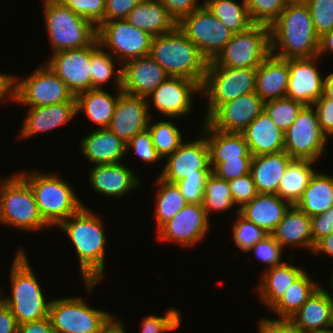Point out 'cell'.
I'll return each instance as SVG.
<instances>
[{
	"label": "cell",
	"mask_w": 333,
	"mask_h": 333,
	"mask_svg": "<svg viewBox=\"0 0 333 333\" xmlns=\"http://www.w3.org/2000/svg\"><path fill=\"white\" fill-rule=\"evenodd\" d=\"M58 228L65 232L78 255L82 279L88 293L104 276L106 235L101 218L87 206L69 216Z\"/></svg>",
	"instance_id": "cell-1"
},
{
	"label": "cell",
	"mask_w": 333,
	"mask_h": 333,
	"mask_svg": "<svg viewBox=\"0 0 333 333\" xmlns=\"http://www.w3.org/2000/svg\"><path fill=\"white\" fill-rule=\"evenodd\" d=\"M269 28L270 50L274 56L292 59L318 55L319 36L305 2L288 3Z\"/></svg>",
	"instance_id": "cell-2"
},
{
	"label": "cell",
	"mask_w": 333,
	"mask_h": 333,
	"mask_svg": "<svg viewBox=\"0 0 333 333\" xmlns=\"http://www.w3.org/2000/svg\"><path fill=\"white\" fill-rule=\"evenodd\" d=\"M149 56L169 76L185 77L202 85L208 61L178 27L172 32L154 36Z\"/></svg>",
	"instance_id": "cell-3"
},
{
	"label": "cell",
	"mask_w": 333,
	"mask_h": 333,
	"mask_svg": "<svg viewBox=\"0 0 333 333\" xmlns=\"http://www.w3.org/2000/svg\"><path fill=\"white\" fill-rule=\"evenodd\" d=\"M22 249L16 252L10 270L11 296L1 297L10 308L18 325L48 317L51 303V300L45 299L34 270Z\"/></svg>",
	"instance_id": "cell-4"
},
{
	"label": "cell",
	"mask_w": 333,
	"mask_h": 333,
	"mask_svg": "<svg viewBox=\"0 0 333 333\" xmlns=\"http://www.w3.org/2000/svg\"><path fill=\"white\" fill-rule=\"evenodd\" d=\"M19 174L32 188L39 212L50 227H58L85 206L70 184L56 173H41L35 170L27 173L22 171Z\"/></svg>",
	"instance_id": "cell-5"
},
{
	"label": "cell",
	"mask_w": 333,
	"mask_h": 333,
	"mask_svg": "<svg viewBox=\"0 0 333 333\" xmlns=\"http://www.w3.org/2000/svg\"><path fill=\"white\" fill-rule=\"evenodd\" d=\"M43 10L51 52L83 48L96 40L97 27L57 0H44Z\"/></svg>",
	"instance_id": "cell-6"
},
{
	"label": "cell",
	"mask_w": 333,
	"mask_h": 333,
	"mask_svg": "<svg viewBox=\"0 0 333 333\" xmlns=\"http://www.w3.org/2000/svg\"><path fill=\"white\" fill-rule=\"evenodd\" d=\"M0 180V225L21 231L50 227L39 212L32 188L19 173Z\"/></svg>",
	"instance_id": "cell-7"
},
{
	"label": "cell",
	"mask_w": 333,
	"mask_h": 333,
	"mask_svg": "<svg viewBox=\"0 0 333 333\" xmlns=\"http://www.w3.org/2000/svg\"><path fill=\"white\" fill-rule=\"evenodd\" d=\"M256 71L257 67H219L213 61L208 62L200 95H204L208 100L205 120L221 104L227 103L240 95L254 92Z\"/></svg>",
	"instance_id": "cell-8"
},
{
	"label": "cell",
	"mask_w": 333,
	"mask_h": 333,
	"mask_svg": "<svg viewBox=\"0 0 333 333\" xmlns=\"http://www.w3.org/2000/svg\"><path fill=\"white\" fill-rule=\"evenodd\" d=\"M49 317L55 333H102L116 315L74 296L51 300Z\"/></svg>",
	"instance_id": "cell-9"
},
{
	"label": "cell",
	"mask_w": 333,
	"mask_h": 333,
	"mask_svg": "<svg viewBox=\"0 0 333 333\" xmlns=\"http://www.w3.org/2000/svg\"><path fill=\"white\" fill-rule=\"evenodd\" d=\"M13 101L27 107H43L76 101L66 83L44 63L29 76H14Z\"/></svg>",
	"instance_id": "cell-10"
},
{
	"label": "cell",
	"mask_w": 333,
	"mask_h": 333,
	"mask_svg": "<svg viewBox=\"0 0 333 333\" xmlns=\"http://www.w3.org/2000/svg\"><path fill=\"white\" fill-rule=\"evenodd\" d=\"M270 53L269 26L253 24L243 32L234 33L213 62L219 67H258Z\"/></svg>",
	"instance_id": "cell-11"
},
{
	"label": "cell",
	"mask_w": 333,
	"mask_h": 333,
	"mask_svg": "<svg viewBox=\"0 0 333 333\" xmlns=\"http://www.w3.org/2000/svg\"><path fill=\"white\" fill-rule=\"evenodd\" d=\"M177 27L196 45L208 62L215 59L234 34L204 5L184 16Z\"/></svg>",
	"instance_id": "cell-12"
},
{
	"label": "cell",
	"mask_w": 333,
	"mask_h": 333,
	"mask_svg": "<svg viewBox=\"0 0 333 333\" xmlns=\"http://www.w3.org/2000/svg\"><path fill=\"white\" fill-rule=\"evenodd\" d=\"M96 39L103 49L109 50L120 64H124L149 55L153 36L134 27L126 19H120L99 24Z\"/></svg>",
	"instance_id": "cell-13"
},
{
	"label": "cell",
	"mask_w": 333,
	"mask_h": 333,
	"mask_svg": "<svg viewBox=\"0 0 333 333\" xmlns=\"http://www.w3.org/2000/svg\"><path fill=\"white\" fill-rule=\"evenodd\" d=\"M328 139L320 127L313 105H305L285 132L284 151L292 159L316 162L325 153Z\"/></svg>",
	"instance_id": "cell-14"
},
{
	"label": "cell",
	"mask_w": 333,
	"mask_h": 333,
	"mask_svg": "<svg viewBox=\"0 0 333 333\" xmlns=\"http://www.w3.org/2000/svg\"><path fill=\"white\" fill-rule=\"evenodd\" d=\"M200 138L183 142L179 148L165 160L160 177L168 182L176 183L187 176H209L210 151L206 137L200 133Z\"/></svg>",
	"instance_id": "cell-15"
},
{
	"label": "cell",
	"mask_w": 333,
	"mask_h": 333,
	"mask_svg": "<svg viewBox=\"0 0 333 333\" xmlns=\"http://www.w3.org/2000/svg\"><path fill=\"white\" fill-rule=\"evenodd\" d=\"M209 221L202 204L188 203L157 230V238L162 242L192 247L206 237L211 226Z\"/></svg>",
	"instance_id": "cell-16"
},
{
	"label": "cell",
	"mask_w": 333,
	"mask_h": 333,
	"mask_svg": "<svg viewBox=\"0 0 333 333\" xmlns=\"http://www.w3.org/2000/svg\"><path fill=\"white\" fill-rule=\"evenodd\" d=\"M200 93L201 86L196 81L185 77L169 76L146 97L149 113L153 105L161 115L171 120L186 116L193 108V95H200Z\"/></svg>",
	"instance_id": "cell-17"
},
{
	"label": "cell",
	"mask_w": 333,
	"mask_h": 333,
	"mask_svg": "<svg viewBox=\"0 0 333 333\" xmlns=\"http://www.w3.org/2000/svg\"><path fill=\"white\" fill-rule=\"evenodd\" d=\"M46 64L75 97L92 89L90 45L52 53Z\"/></svg>",
	"instance_id": "cell-18"
},
{
	"label": "cell",
	"mask_w": 333,
	"mask_h": 333,
	"mask_svg": "<svg viewBox=\"0 0 333 333\" xmlns=\"http://www.w3.org/2000/svg\"><path fill=\"white\" fill-rule=\"evenodd\" d=\"M265 102L254 91L221 104L205 121L223 132L242 133L264 111Z\"/></svg>",
	"instance_id": "cell-19"
},
{
	"label": "cell",
	"mask_w": 333,
	"mask_h": 333,
	"mask_svg": "<svg viewBox=\"0 0 333 333\" xmlns=\"http://www.w3.org/2000/svg\"><path fill=\"white\" fill-rule=\"evenodd\" d=\"M319 56L289 59L286 97L304 105H313L322 95L324 76L317 67Z\"/></svg>",
	"instance_id": "cell-20"
},
{
	"label": "cell",
	"mask_w": 333,
	"mask_h": 333,
	"mask_svg": "<svg viewBox=\"0 0 333 333\" xmlns=\"http://www.w3.org/2000/svg\"><path fill=\"white\" fill-rule=\"evenodd\" d=\"M151 119L145 97L122 92L118 96L108 129L127 144L132 137L148 128Z\"/></svg>",
	"instance_id": "cell-21"
},
{
	"label": "cell",
	"mask_w": 333,
	"mask_h": 333,
	"mask_svg": "<svg viewBox=\"0 0 333 333\" xmlns=\"http://www.w3.org/2000/svg\"><path fill=\"white\" fill-rule=\"evenodd\" d=\"M122 67V92L139 97H147L169 75L149 55L129 60Z\"/></svg>",
	"instance_id": "cell-22"
},
{
	"label": "cell",
	"mask_w": 333,
	"mask_h": 333,
	"mask_svg": "<svg viewBox=\"0 0 333 333\" xmlns=\"http://www.w3.org/2000/svg\"><path fill=\"white\" fill-rule=\"evenodd\" d=\"M95 166V167H94ZM90 170V187L103 196L123 198L140 186V178L125 164H97Z\"/></svg>",
	"instance_id": "cell-23"
},
{
	"label": "cell",
	"mask_w": 333,
	"mask_h": 333,
	"mask_svg": "<svg viewBox=\"0 0 333 333\" xmlns=\"http://www.w3.org/2000/svg\"><path fill=\"white\" fill-rule=\"evenodd\" d=\"M333 300L320 286L288 320L299 333H329Z\"/></svg>",
	"instance_id": "cell-24"
},
{
	"label": "cell",
	"mask_w": 333,
	"mask_h": 333,
	"mask_svg": "<svg viewBox=\"0 0 333 333\" xmlns=\"http://www.w3.org/2000/svg\"><path fill=\"white\" fill-rule=\"evenodd\" d=\"M18 139H27L67 124L77 114L76 101L43 107H28Z\"/></svg>",
	"instance_id": "cell-25"
},
{
	"label": "cell",
	"mask_w": 333,
	"mask_h": 333,
	"mask_svg": "<svg viewBox=\"0 0 333 333\" xmlns=\"http://www.w3.org/2000/svg\"><path fill=\"white\" fill-rule=\"evenodd\" d=\"M79 144L82 154L92 165L121 163L127 154V144L108 128H97Z\"/></svg>",
	"instance_id": "cell-26"
},
{
	"label": "cell",
	"mask_w": 333,
	"mask_h": 333,
	"mask_svg": "<svg viewBox=\"0 0 333 333\" xmlns=\"http://www.w3.org/2000/svg\"><path fill=\"white\" fill-rule=\"evenodd\" d=\"M203 122L201 133L209 146L211 170L227 159H253L242 133L223 132Z\"/></svg>",
	"instance_id": "cell-27"
},
{
	"label": "cell",
	"mask_w": 333,
	"mask_h": 333,
	"mask_svg": "<svg viewBox=\"0 0 333 333\" xmlns=\"http://www.w3.org/2000/svg\"><path fill=\"white\" fill-rule=\"evenodd\" d=\"M290 206L277 194L258 193L239 209V214L271 235Z\"/></svg>",
	"instance_id": "cell-28"
},
{
	"label": "cell",
	"mask_w": 333,
	"mask_h": 333,
	"mask_svg": "<svg viewBox=\"0 0 333 333\" xmlns=\"http://www.w3.org/2000/svg\"><path fill=\"white\" fill-rule=\"evenodd\" d=\"M289 59L270 55L257 67L255 92L264 101L286 97Z\"/></svg>",
	"instance_id": "cell-29"
},
{
	"label": "cell",
	"mask_w": 333,
	"mask_h": 333,
	"mask_svg": "<svg viewBox=\"0 0 333 333\" xmlns=\"http://www.w3.org/2000/svg\"><path fill=\"white\" fill-rule=\"evenodd\" d=\"M253 156L284 151L285 132L263 111L242 132Z\"/></svg>",
	"instance_id": "cell-30"
},
{
	"label": "cell",
	"mask_w": 333,
	"mask_h": 333,
	"mask_svg": "<svg viewBox=\"0 0 333 333\" xmlns=\"http://www.w3.org/2000/svg\"><path fill=\"white\" fill-rule=\"evenodd\" d=\"M292 158L285 152L253 156L250 174L258 193L277 194Z\"/></svg>",
	"instance_id": "cell-31"
},
{
	"label": "cell",
	"mask_w": 333,
	"mask_h": 333,
	"mask_svg": "<svg viewBox=\"0 0 333 333\" xmlns=\"http://www.w3.org/2000/svg\"><path fill=\"white\" fill-rule=\"evenodd\" d=\"M271 235L283 248L290 245L313 252L311 218L295 205L289 207Z\"/></svg>",
	"instance_id": "cell-32"
},
{
	"label": "cell",
	"mask_w": 333,
	"mask_h": 333,
	"mask_svg": "<svg viewBox=\"0 0 333 333\" xmlns=\"http://www.w3.org/2000/svg\"><path fill=\"white\" fill-rule=\"evenodd\" d=\"M126 20L153 37L172 32L177 27V21L160 0H142Z\"/></svg>",
	"instance_id": "cell-33"
},
{
	"label": "cell",
	"mask_w": 333,
	"mask_h": 333,
	"mask_svg": "<svg viewBox=\"0 0 333 333\" xmlns=\"http://www.w3.org/2000/svg\"><path fill=\"white\" fill-rule=\"evenodd\" d=\"M304 271L291 261L265 270L256 287L261 302L271 308Z\"/></svg>",
	"instance_id": "cell-34"
},
{
	"label": "cell",
	"mask_w": 333,
	"mask_h": 333,
	"mask_svg": "<svg viewBox=\"0 0 333 333\" xmlns=\"http://www.w3.org/2000/svg\"><path fill=\"white\" fill-rule=\"evenodd\" d=\"M122 93L118 89L116 95L104 91L103 88H92L76 96L77 114L85 112L88 119L98 125V129L108 128L114 114L118 96ZM83 110V111H82Z\"/></svg>",
	"instance_id": "cell-35"
},
{
	"label": "cell",
	"mask_w": 333,
	"mask_h": 333,
	"mask_svg": "<svg viewBox=\"0 0 333 333\" xmlns=\"http://www.w3.org/2000/svg\"><path fill=\"white\" fill-rule=\"evenodd\" d=\"M333 205V176L316 171L295 206L309 217L322 214Z\"/></svg>",
	"instance_id": "cell-36"
},
{
	"label": "cell",
	"mask_w": 333,
	"mask_h": 333,
	"mask_svg": "<svg viewBox=\"0 0 333 333\" xmlns=\"http://www.w3.org/2000/svg\"><path fill=\"white\" fill-rule=\"evenodd\" d=\"M314 163L306 159H292L281 179L277 195L295 205L316 172V168L312 167Z\"/></svg>",
	"instance_id": "cell-37"
},
{
	"label": "cell",
	"mask_w": 333,
	"mask_h": 333,
	"mask_svg": "<svg viewBox=\"0 0 333 333\" xmlns=\"http://www.w3.org/2000/svg\"><path fill=\"white\" fill-rule=\"evenodd\" d=\"M319 287V283L304 271L270 308L279 315V319L275 320L288 321Z\"/></svg>",
	"instance_id": "cell-38"
},
{
	"label": "cell",
	"mask_w": 333,
	"mask_h": 333,
	"mask_svg": "<svg viewBox=\"0 0 333 333\" xmlns=\"http://www.w3.org/2000/svg\"><path fill=\"white\" fill-rule=\"evenodd\" d=\"M155 184L157 185V192L154 219L157 224V231L164 223L171 220L184 208L188 202L181 194L176 183L168 182L158 176Z\"/></svg>",
	"instance_id": "cell-39"
},
{
	"label": "cell",
	"mask_w": 333,
	"mask_h": 333,
	"mask_svg": "<svg viewBox=\"0 0 333 333\" xmlns=\"http://www.w3.org/2000/svg\"><path fill=\"white\" fill-rule=\"evenodd\" d=\"M115 61L119 63L111 53L99 45L97 39L90 45L92 88L102 89L103 84L114 78L117 90L121 89L122 67L115 70Z\"/></svg>",
	"instance_id": "cell-40"
},
{
	"label": "cell",
	"mask_w": 333,
	"mask_h": 333,
	"mask_svg": "<svg viewBox=\"0 0 333 333\" xmlns=\"http://www.w3.org/2000/svg\"><path fill=\"white\" fill-rule=\"evenodd\" d=\"M203 5L233 33L247 30L251 22L246 0L241 3L234 0H204Z\"/></svg>",
	"instance_id": "cell-41"
},
{
	"label": "cell",
	"mask_w": 333,
	"mask_h": 333,
	"mask_svg": "<svg viewBox=\"0 0 333 333\" xmlns=\"http://www.w3.org/2000/svg\"><path fill=\"white\" fill-rule=\"evenodd\" d=\"M202 205L209 219L212 212H225L231 209L235 203L232 200L228 181L218 178L211 172L205 183Z\"/></svg>",
	"instance_id": "cell-42"
},
{
	"label": "cell",
	"mask_w": 333,
	"mask_h": 333,
	"mask_svg": "<svg viewBox=\"0 0 333 333\" xmlns=\"http://www.w3.org/2000/svg\"><path fill=\"white\" fill-rule=\"evenodd\" d=\"M153 145L158 155L163 159L174 153L184 142L179 127L173 121H162L152 124L149 120Z\"/></svg>",
	"instance_id": "cell-43"
},
{
	"label": "cell",
	"mask_w": 333,
	"mask_h": 333,
	"mask_svg": "<svg viewBox=\"0 0 333 333\" xmlns=\"http://www.w3.org/2000/svg\"><path fill=\"white\" fill-rule=\"evenodd\" d=\"M304 106L300 102L284 97L266 101L264 111L277 127L286 132Z\"/></svg>",
	"instance_id": "cell-44"
},
{
	"label": "cell",
	"mask_w": 333,
	"mask_h": 333,
	"mask_svg": "<svg viewBox=\"0 0 333 333\" xmlns=\"http://www.w3.org/2000/svg\"><path fill=\"white\" fill-rule=\"evenodd\" d=\"M288 3L287 0H246L251 22L269 27L280 16Z\"/></svg>",
	"instance_id": "cell-45"
},
{
	"label": "cell",
	"mask_w": 333,
	"mask_h": 333,
	"mask_svg": "<svg viewBox=\"0 0 333 333\" xmlns=\"http://www.w3.org/2000/svg\"><path fill=\"white\" fill-rule=\"evenodd\" d=\"M236 219L232 225L233 239L235 246L247 252L256 242L262 240L268 234L259 226L251 221H248L239 214V209H236Z\"/></svg>",
	"instance_id": "cell-46"
},
{
	"label": "cell",
	"mask_w": 333,
	"mask_h": 333,
	"mask_svg": "<svg viewBox=\"0 0 333 333\" xmlns=\"http://www.w3.org/2000/svg\"><path fill=\"white\" fill-rule=\"evenodd\" d=\"M284 249L272 235H267L262 240L256 242L247 252L252 251L253 255L262 264L266 265L265 270H267L285 262L281 259Z\"/></svg>",
	"instance_id": "cell-47"
},
{
	"label": "cell",
	"mask_w": 333,
	"mask_h": 333,
	"mask_svg": "<svg viewBox=\"0 0 333 333\" xmlns=\"http://www.w3.org/2000/svg\"><path fill=\"white\" fill-rule=\"evenodd\" d=\"M316 34L321 37L333 29V0H306Z\"/></svg>",
	"instance_id": "cell-48"
},
{
	"label": "cell",
	"mask_w": 333,
	"mask_h": 333,
	"mask_svg": "<svg viewBox=\"0 0 333 333\" xmlns=\"http://www.w3.org/2000/svg\"><path fill=\"white\" fill-rule=\"evenodd\" d=\"M181 312L176 308L168 309L164 317L148 315L142 319L141 333H166L176 330L181 325Z\"/></svg>",
	"instance_id": "cell-49"
},
{
	"label": "cell",
	"mask_w": 333,
	"mask_h": 333,
	"mask_svg": "<svg viewBox=\"0 0 333 333\" xmlns=\"http://www.w3.org/2000/svg\"><path fill=\"white\" fill-rule=\"evenodd\" d=\"M75 14L90 20L96 27L104 22L105 0H57Z\"/></svg>",
	"instance_id": "cell-50"
},
{
	"label": "cell",
	"mask_w": 333,
	"mask_h": 333,
	"mask_svg": "<svg viewBox=\"0 0 333 333\" xmlns=\"http://www.w3.org/2000/svg\"><path fill=\"white\" fill-rule=\"evenodd\" d=\"M127 154L134 151L138 158L147 164H156L162 158L158 155L150 134L149 129L139 132L136 136L132 137L127 143Z\"/></svg>",
	"instance_id": "cell-51"
},
{
	"label": "cell",
	"mask_w": 333,
	"mask_h": 333,
	"mask_svg": "<svg viewBox=\"0 0 333 333\" xmlns=\"http://www.w3.org/2000/svg\"><path fill=\"white\" fill-rule=\"evenodd\" d=\"M228 183L232 193V200L235 206H239L237 209L250 202L258 194L250 173L230 180Z\"/></svg>",
	"instance_id": "cell-52"
},
{
	"label": "cell",
	"mask_w": 333,
	"mask_h": 333,
	"mask_svg": "<svg viewBox=\"0 0 333 333\" xmlns=\"http://www.w3.org/2000/svg\"><path fill=\"white\" fill-rule=\"evenodd\" d=\"M252 159H227L213 170L218 178L230 181L250 173Z\"/></svg>",
	"instance_id": "cell-53"
},
{
	"label": "cell",
	"mask_w": 333,
	"mask_h": 333,
	"mask_svg": "<svg viewBox=\"0 0 333 333\" xmlns=\"http://www.w3.org/2000/svg\"><path fill=\"white\" fill-rule=\"evenodd\" d=\"M208 176H187L176 182L181 194L188 203L202 204L205 183Z\"/></svg>",
	"instance_id": "cell-54"
},
{
	"label": "cell",
	"mask_w": 333,
	"mask_h": 333,
	"mask_svg": "<svg viewBox=\"0 0 333 333\" xmlns=\"http://www.w3.org/2000/svg\"><path fill=\"white\" fill-rule=\"evenodd\" d=\"M310 218L314 249L320 239L333 233V205L322 214Z\"/></svg>",
	"instance_id": "cell-55"
},
{
	"label": "cell",
	"mask_w": 333,
	"mask_h": 333,
	"mask_svg": "<svg viewBox=\"0 0 333 333\" xmlns=\"http://www.w3.org/2000/svg\"><path fill=\"white\" fill-rule=\"evenodd\" d=\"M142 0H105L104 22L126 19Z\"/></svg>",
	"instance_id": "cell-56"
},
{
	"label": "cell",
	"mask_w": 333,
	"mask_h": 333,
	"mask_svg": "<svg viewBox=\"0 0 333 333\" xmlns=\"http://www.w3.org/2000/svg\"><path fill=\"white\" fill-rule=\"evenodd\" d=\"M313 107L317 113L320 127L328 138L333 137V99L321 96Z\"/></svg>",
	"instance_id": "cell-57"
},
{
	"label": "cell",
	"mask_w": 333,
	"mask_h": 333,
	"mask_svg": "<svg viewBox=\"0 0 333 333\" xmlns=\"http://www.w3.org/2000/svg\"><path fill=\"white\" fill-rule=\"evenodd\" d=\"M177 23L186 15L199 9V0H160Z\"/></svg>",
	"instance_id": "cell-58"
},
{
	"label": "cell",
	"mask_w": 333,
	"mask_h": 333,
	"mask_svg": "<svg viewBox=\"0 0 333 333\" xmlns=\"http://www.w3.org/2000/svg\"><path fill=\"white\" fill-rule=\"evenodd\" d=\"M259 333H299L289 321L261 318L258 322Z\"/></svg>",
	"instance_id": "cell-59"
},
{
	"label": "cell",
	"mask_w": 333,
	"mask_h": 333,
	"mask_svg": "<svg viewBox=\"0 0 333 333\" xmlns=\"http://www.w3.org/2000/svg\"><path fill=\"white\" fill-rule=\"evenodd\" d=\"M18 323L10 308L0 301V333H17Z\"/></svg>",
	"instance_id": "cell-60"
},
{
	"label": "cell",
	"mask_w": 333,
	"mask_h": 333,
	"mask_svg": "<svg viewBox=\"0 0 333 333\" xmlns=\"http://www.w3.org/2000/svg\"><path fill=\"white\" fill-rule=\"evenodd\" d=\"M17 333H55L50 317L18 325Z\"/></svg>",
	"instance_id": "cell-61"
},
{
	"label": "cell",
	"mask_w": 333,
	"mask_h": 333,
	"mask_svg": "<svg viewBox=\"0 0 333 333\" xmlns=\"http://www.w3.org/2000/svg\"><path fill=\"white\" fill-rule=\"evenodd\" d=\"M14 75L0 73V102L13 101Z\"/></svg>",
	"instance_id": "cell-62"
},
{
	"label": "cell",
	"mask_w": 333,
	"mask_h": 333,
	"mask_svg": "<svg viewBox=\"0 0 333 333\" xmlns=\"http://www.w3.org/2000/svg\"><path fill=\"white\" fill-rule=\"evenodd\" d=\"M313 254L325 253L333 257V233L320 239L314 246Z\"/></svg>",
	"instance_id": "cell-63"
},
{
	"label": "cell",
	"mask_w": 333,
	"mask_h": 333,
	"mask_svg": "<svg viewBox=\"0 0 333 333\" xmlns=\"http://www.w3.org/2000/svg\"><path fill=\"white\" fill-rule=\"evenodd\" d=\"M326 53H333V29L319 37V58Z\"/></svg>",
	"instance_id": "cell-64"
},
{
	"label": "cell",
	"mask_w": 333,
	"mask_h": 333,
	"mask_svg": "<svg viewBox=\"0 0 333 333\" xmlns=\"http://www.w3.org/2000/svg\"><path fill=\"white\" fill-rule=\"evenodd\" d=\"M123 325L124 323L121 320L114 318L102 333H126Z\"/></svg>",
	"instance_id": "cell-65"
},
{
	"label": "cell",
	"mask_w": 333,
	"mask_h": 333,
	"mask_svg": "<svg viewBox=\"0 0 333 333\" xmlns=\"http://www.w3.org/2000/svg\"><path fill=\"white\" fill-rule=\"evenodd\" d=\"M322 96L327 99H333V72L325 77Z\"/></svg>",
	"instance_id": "cell-66"
},
{
	"label": "cell",
	"mask_w": 333,
	"mask_h": 333,
	"mask_svg": "<svg viewBox=\"0 0 333 333\" xmlns=\"http://www.w3.org/2000/svg\"><path fill=\"white\" fill-rule=\"evenodd\" d=\"M330 284H331L330 288L332 289V291H331L332 294L330 292H328L326 289H324V290L329 294L330 298L333 300V273L331 275Z\"/></svg>",
	"instance_id": "cell-67"
},
{
	"label": "cell",
	"mask_w": 333,
	"mask_h": 333,
	"mask_svg": "<svg viewBox=\"0 0 333 333\" xmlns=\"http://www.w3.org/2000/svg\"><path fill=\"white\" fill-rule=\"evenodd\" d=\"M329 333H333V309H332V320H331Z\"/></svg>",
	"instance_id": "cell-68"
},
{
	"label": "cell",
	"mask_w": 333,
	"mask_h": 333,
	"mask_svg": "<svg viewBox=\"0 0 333 333\" xmlns=\"http://www.w3.org/2000/svg\"><path fill=\"white\" fill-rule=\"evenodd\" d=\"M289 3L306 2V0H287Z\"/></svg>",
	"instance_id": "cell-69"
},
{
	"label": "cell",
	"mask_w": 333,
	"mask_h": 333,
	"mask_svg": "<svg viewBox=\"0 0 333 333\" xmlns=\"http://www.w3.org/2000/svg\"><path fill=\"white\" fill-rule=\"evenodd\" d=\"M3 292H2V290H1V287H0V301H1V297H2V294Z\"/></svg>",
	"instance_id": "cell-70"
}]
</instances>
